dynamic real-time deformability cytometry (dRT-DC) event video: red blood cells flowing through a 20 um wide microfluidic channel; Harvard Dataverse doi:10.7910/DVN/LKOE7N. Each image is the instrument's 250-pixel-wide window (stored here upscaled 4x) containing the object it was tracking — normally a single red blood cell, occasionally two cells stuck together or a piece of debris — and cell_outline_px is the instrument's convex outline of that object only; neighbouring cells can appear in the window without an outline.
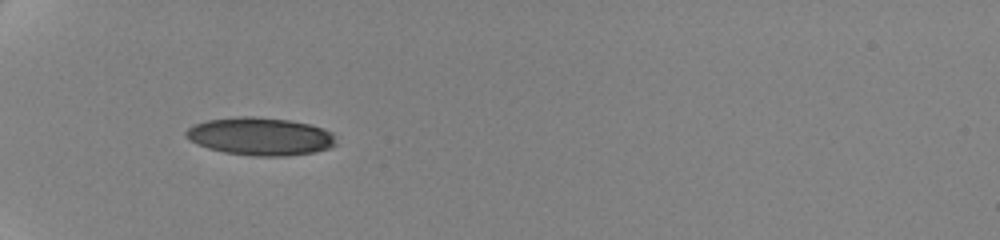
{"species": "human", "species_latin": "Homo sapiens", "temperature_condition": "cold", "stored_images_in_passage": 28, "camera_frame_rate_fps": 3000, "um_per_image_px": 0.085, "donor": {"sex": "female"}, "frame": {"image": 1, "passage_image": 1, "time_ms": 0.0, "image_size_px": [1000, 240], "cell_outline_px": [[336, 144], [332, 148], [316, 152], [288, 156], [252, 156], [224, 152], [208, 148], [184, 136], [184, 132], [188, 128], [196, 124], [208, 120], [236, 116], [252, 116], [288, 120], [308, 124], [324, 128], [332, 132]], "centroid_in_image_um": [22.16, 11.6], "position_along_channel_um": 62.8, "area_um2": 33.12}}
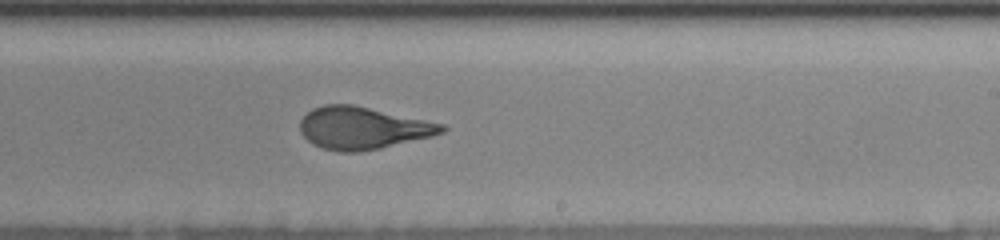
{"frame": {"image": 2, "passage_image": 15, "time_ms": 6.0, "image_size_px": [1000, 240], "cell_outline_px": [[448, 128], [444, 132], [432, 136], [380, 148], [360, 152], [340, 152], [320, 148], [312, 144], [300, 132], [300, 120], [312, 108], [324, 104], [352, 104], [444, 124]], "centroid_in_image_um": [30.8, 10.89], "position_along_channel_um": 258.2, "area_um2": 34.91}}
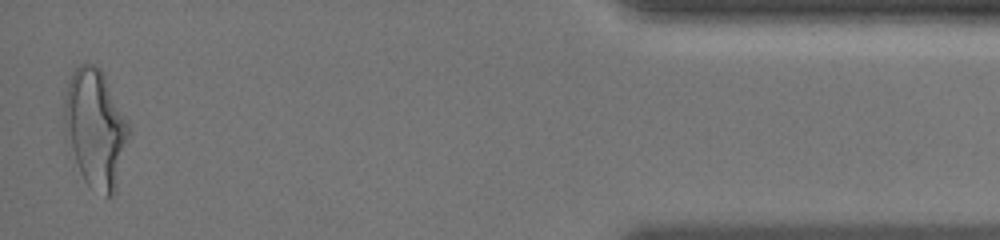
{"frame": {"image": 3, "passage_image": 28, "time_ms": 12.333, "image_size_px": [1000, 240], "cell_outline_px": [[132, 132], [116, 192], [112, 196], [104, 196], [88, 184], [84, 180], [80, 172], [64, 132], [64, 96], [68, 80], [72, 72], [80, 64], [92, 64], [100, 68], [104, 72], [132, 128]], "centroid_in_image_um": [8.16, 10.9], "position_along_channel_um": 427.0, "area_um2": 45.26}, "authors_computed_cell_mechanics": {"area_um2": 34.8534, "velocity_mm_per_s": 3.5183, "shape_relaxation_time_tau1_ms": 6.228, "shape_relaxation_time_tau2_ms": null, "deformation_change_tau1": 0.177, "deformation_change_tau2": null}}